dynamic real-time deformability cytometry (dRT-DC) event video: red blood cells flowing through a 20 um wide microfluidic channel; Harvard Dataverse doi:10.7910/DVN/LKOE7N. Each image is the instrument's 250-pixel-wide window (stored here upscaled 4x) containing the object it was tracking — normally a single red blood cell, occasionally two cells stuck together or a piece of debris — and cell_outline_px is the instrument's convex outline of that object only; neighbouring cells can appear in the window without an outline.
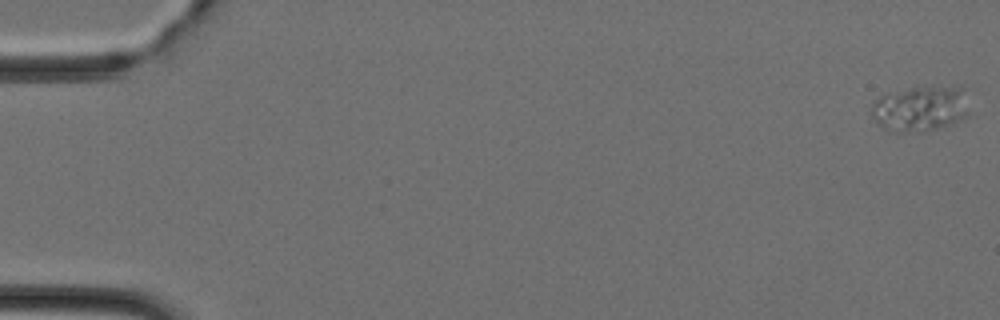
{"species": "Egyptian fruit bat (a non-hibernating species)", "species_latin": "Rousettus aegyptiacus", "temperature_condition": "cold", "stored_images_in_passage": 8, "camera_frame_rate_fps": 3000, "um_per_image_px": 0.085, "animal": {"sex": "female"}, "frame": {"image": 1, "passage_image": 1, "time_ms": 0.0, "image_size_px": [1000, 320], "cell_outline_px": [[972, 116], [936, 128], [920, 132], [888, 132], [872, 116], [872, 104], [880, 96], [916, 84], [964, 84]], "centroid_in_image_um": [78.35, 9.14], "position_along_channel_um": 6.7, "area_um2": 27.51}}